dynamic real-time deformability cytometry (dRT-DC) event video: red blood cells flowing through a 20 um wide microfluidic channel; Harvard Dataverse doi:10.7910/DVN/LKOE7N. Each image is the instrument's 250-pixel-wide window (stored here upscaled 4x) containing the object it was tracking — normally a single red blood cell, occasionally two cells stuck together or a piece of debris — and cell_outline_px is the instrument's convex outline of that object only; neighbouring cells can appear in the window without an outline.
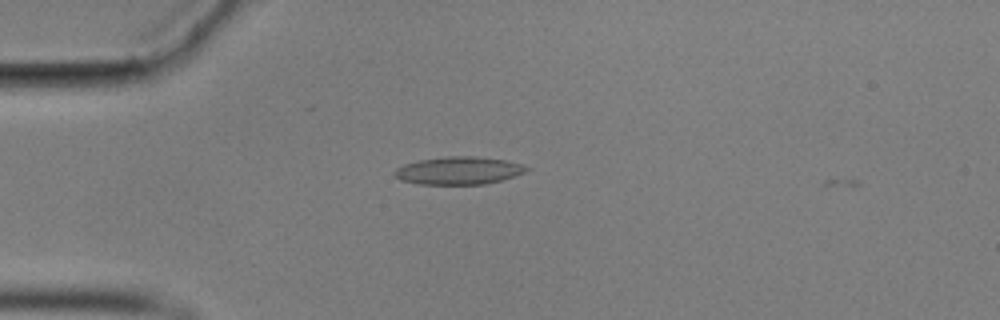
{"species": "common noctule bat (a hibernating species)", "species_latin": "Nyctalus noctula", "temperature_condition": "cold", "stored_images_in_passage": 46, "camera_frame_rate_fps": 3000, "um_per_image_px": 0.085, "animal": {"sex": "male", "body_mass_g": 17.9}, "frame": {"image": 1, "passage_image": 4, "time_ms": 1.0, "image_size_px": [1000, 320], "cell_outline_px": [[532, 168], [524, 172], [500, 180], [484, 184], [420, 184], [400, 180], [392, 172], [396, 168], [404, 164], [420, 160], [448, 156], [476, 156], [504, 160], [520, 164]], "centroid_in_image_um": [38.95, 14.49], "position_along_channel_um": 46.0, "area_um2": 21.1}}
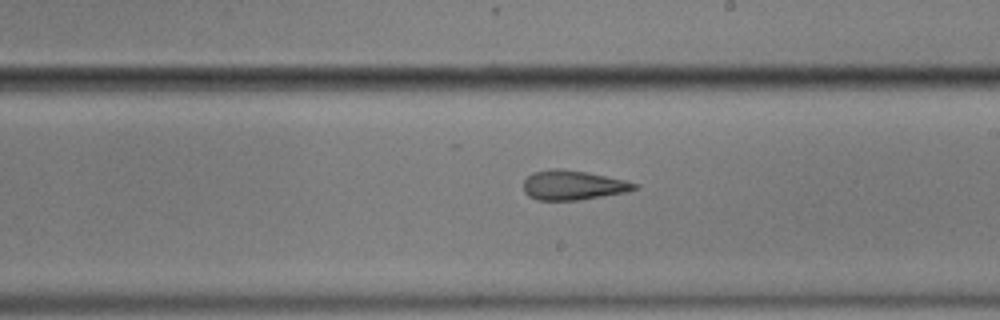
{"frame": {"image": 2, "passage_image": 22, "time_ms": 7.0, "image_size_px": [1000, 320], "cell_outline_px": [[640, 188], [628, 192], [576, 200], [536, 200], [528, 196], [524, 192], [524, 180], [532, 172], [552, 168], [560, 168], [588, 172], [624, 180], [640, 184]], "centroid_in_image_um": [48.72, 15.73], "position_along_channel_um": 240.3, "area_um2": 19.31}}
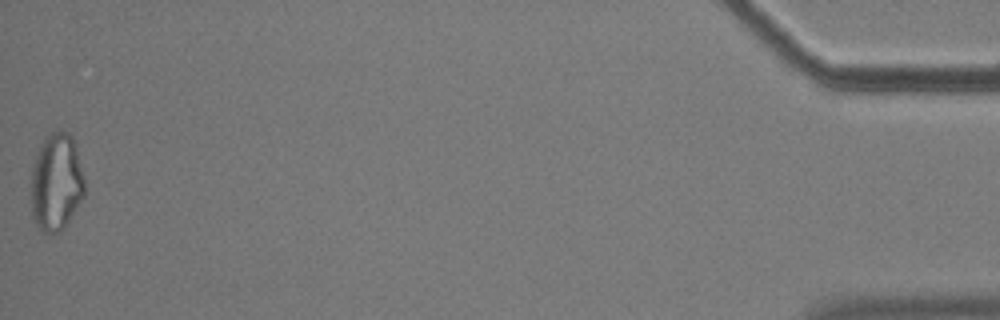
{"frame": {"image": 3, "passage_image": 46, "time_ms": 15.0, "image_size_px": [1000, 320], "cell_outline_px": [[84, 196], [60, 232], [44, 232], [36, 224], [32, 216], [32, 168], [36, 156], [44, 140], [52, 132], [60, 128], [68, 132], [72, 136], [84, 176]], "centroid_in_image_um": [4.79, 15.47], "position_along_channel_um": 430.4, "area_um2": 29.94}, "authors_computed_cell_mechanics": {"area_um2": 20.6924, "velocity_mm_per_s": 3.5345, "shape_relaxation_time_tau1_ms": null, "shape_relaxation_time_tau2_ms": 2.9912, "deformation_change_tau1": null, "deformation_change_tau2": 0.1242}}